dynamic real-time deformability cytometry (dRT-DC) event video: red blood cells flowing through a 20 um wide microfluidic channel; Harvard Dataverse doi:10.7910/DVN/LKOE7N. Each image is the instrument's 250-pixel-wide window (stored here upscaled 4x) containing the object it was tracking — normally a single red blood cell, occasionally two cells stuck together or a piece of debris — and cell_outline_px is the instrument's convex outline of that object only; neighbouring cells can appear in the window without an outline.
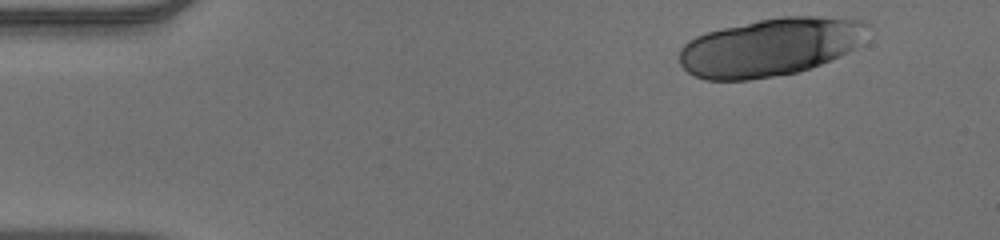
{"species": "human", "species_latin": "Homo sapiens", "temperature_condition": "warm", "stored_images_in_passage": 35, "camera_frame_rate_fps": 3000, "um_per_image_px": 0.085, "donor": {"sex": "male"}, "frame": {"image": 1, "passage_image": 1, "time_ms": 0.0, "image_size_px": [1000, 240], "cell_outline_px": [[868, 24], [856, 48], [840, 56], [820, 64], [796, 72], [748, 80], [708, 80], [692, 76], [680, 64], [680, 48], [688, 40], [696, 36], [708, 32], [724, 28], [760, 20], [780, 16], [816, 16], [860, 20]], "centroid_in_image_um": [65.42, 4.01], "position_along_channel_um": 19.6, "area_um2": 63.0}}
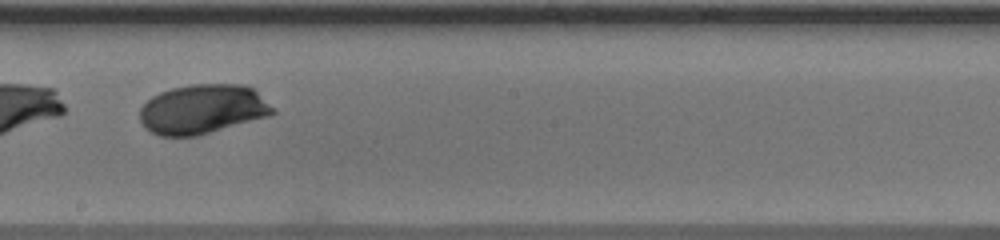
{"frame": {"image": 2, "passage_image": 26, "time_ms": 8.333, "image_size_px": [1000, 240], "cell_outline_px": [[276, 112], [268, 116], [196, 136], [160, 136], [144, 128], [140, 120], [140, 108], [152, 96], [160, 92], [172, 88], [188, 84], [244, 84], [252, 88]], "centroid_in_image_um": [17.17, 9.28], "position_along_channel_um": 231.0, "area_um2": 38.03}}
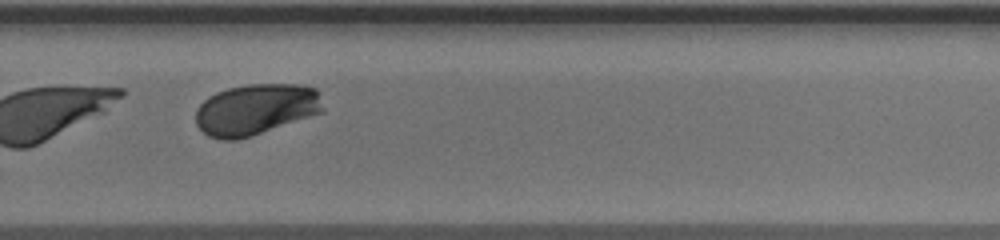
{"frame": {"image": 3, "passage_image": 32, "time_ms": 10.333, "image_size_px": [1000, 240], "cell_outline_px": [[324, 112], [236, 140], [220, 140], [208, 136], [196, 124], [196, 108], [208, 96], [216, 92], [228, 88], [248, 84], [300, 84], [316, 88], [324, 108]], "centroid_in_image_um": [21.73, 9.28], "position_along_channel_um": 308.1, "area_um2": 37.86}}